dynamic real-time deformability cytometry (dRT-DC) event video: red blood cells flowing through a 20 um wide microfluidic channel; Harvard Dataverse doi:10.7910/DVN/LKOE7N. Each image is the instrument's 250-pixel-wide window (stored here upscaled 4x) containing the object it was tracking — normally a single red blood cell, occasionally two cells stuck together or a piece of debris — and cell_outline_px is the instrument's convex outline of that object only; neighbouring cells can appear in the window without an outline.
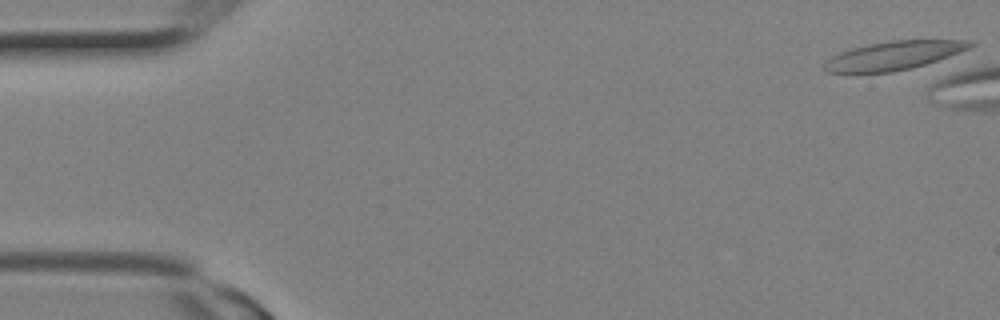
{"species": "Egyptian fruit bat (a non-hibernating species)", "species_latin": "Rousettus aegyptiacus", "temperature_condition": "room temperature", "stored_images_in_passage": 1, "camera_frame_rate_fps": 3000, "um_per_image_px": 0.085, "animal": {"sex": "female"}, "frame": {"image": 1, "passage_image": 1, "time_ms": 0.0, "image_size_px": [1000, 320], "cell_outline_px": [[976, 44], [960, 52], [912, 68], [892, 72], [828, 72], [824, 68], [824, 64], [832, 56], [840, 52], [852, 48], [868, 44], [892, 40], [972, 40]], "centroid_in_image_um": [75.99, 4.71], "position_along_channel_um": 9.0, "area_um2": 23.93}}